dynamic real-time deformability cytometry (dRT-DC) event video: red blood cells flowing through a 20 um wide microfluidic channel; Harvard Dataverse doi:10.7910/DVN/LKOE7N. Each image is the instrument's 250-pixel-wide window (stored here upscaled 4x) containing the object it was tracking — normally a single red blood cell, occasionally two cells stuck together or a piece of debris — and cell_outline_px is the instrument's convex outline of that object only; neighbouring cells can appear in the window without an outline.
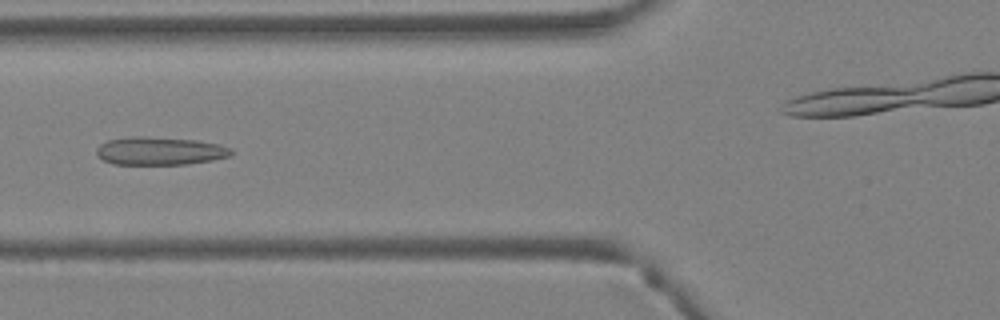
{"species": "Egyptian fruit bat (a non-hibernating species)", "species_latin": "Rousettus aegyptiacus", "temperature_condition": "warm", "stored_images_in_passage": 6, "camera_frame_rate_fps": 3000, "um_per_image_px": 0.085, "animal": {"sex": "female"}, "frame": {"image": 1, "passage_image": 5, "time_ms": 1.333, "image_size_px": [1000, 320], "cell_outline_px": [[236, 152], [232, 156], [212, 160], [188, 164], [112, 164], [96, 156], [96, 148], [100, 144], [108, 140], [132, 136], [144, 136], [196, 140], [220, 144], [232, 148]], "centroid_in_image_um": [13.62, 12.83], "position_along_channel_um": 112.2, "area_um2": 22.31}}